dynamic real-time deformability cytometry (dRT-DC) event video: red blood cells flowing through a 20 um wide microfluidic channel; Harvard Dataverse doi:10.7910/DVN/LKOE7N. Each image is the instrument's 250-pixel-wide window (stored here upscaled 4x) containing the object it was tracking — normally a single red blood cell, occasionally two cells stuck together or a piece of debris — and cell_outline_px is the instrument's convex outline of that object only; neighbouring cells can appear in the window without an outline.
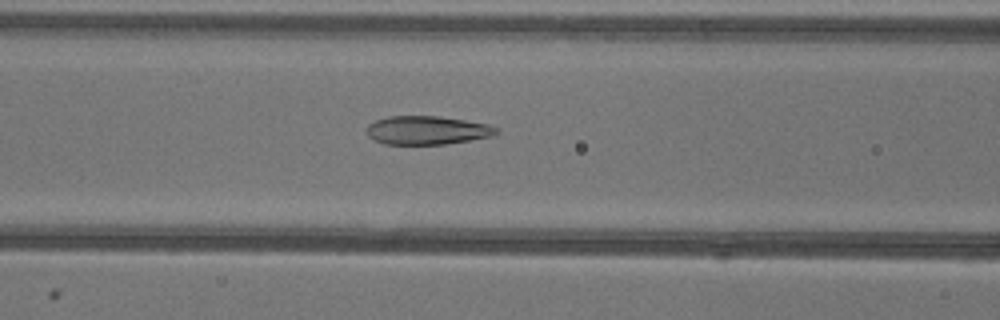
{"species": "common noctule bat (a hibernating species)", "species_latin": "Nyctalus noctula", "temperature_condition": "warm", "stored_images_in_passage": 52, "camera_frame_rate_fps": 3000, "um_per_image_px": 0.085, "animal": {"sex": "female"}, "frame": {"image": 1, "passage_image": 21, "time_ms": 6.667, "image_size_px": [1000, 320], "cell_outline_px": [[500, 132], [492, 136], [444, 144], [384, 144], [368, 136], [364, 128], [368, 124], [376, 120], [388, 116], [440, 116], [488, 124], [500, 128]], "centroid_in_image_um": [36.29, 11.06], "position_along_channel_um": 130.3, "area_um2": 21.68}}
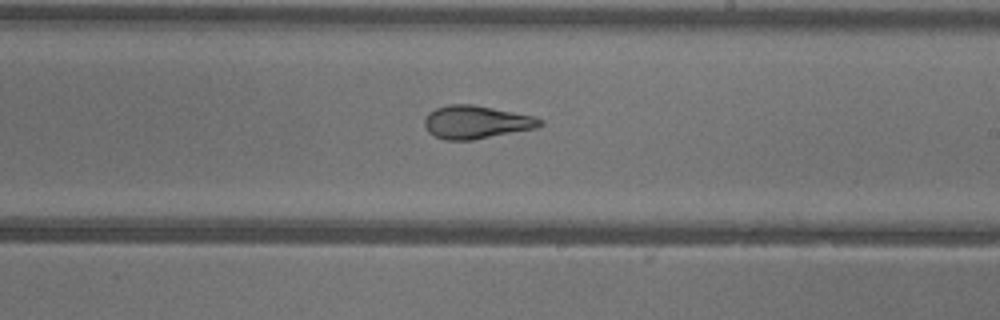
{"frame": {"image": 2, "passage_image": 30, "time_ms": 9.667, "image_size_px": [1000, 320], "cell_outline_px": [[544, 124], [536, 128], [472, 140], [444, 140], [428, 132], [424, 124], [424, 120], [428, 112], [436, 108], [448, 104], [472, 104], [532, 116], [544, 120]], "centroid_in_image_um": [40.45, 10.38], "position_along_channel_um": 248.5, "area_um2": 22.14}}
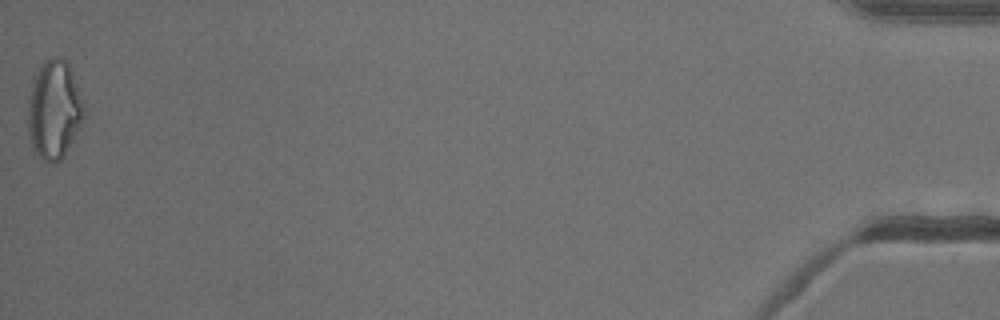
{"frame": {"image": 3, "passage_image": 52, "time_ms": 17.0, "image_size_px": [1000, 320], "cell_outline_px": [[84, 116], [80, 128], [64, 156], [60, 160], [52, 164], [48, 164], [32, 148], [28, 132], [28, 100], [36, 76], [44, 60], [52, 56], [56, 56], [64, 60], [68, 64], [84, 104]], "centroid_in_image_um": [4.61, 9.38], "position_along_channel_um": 430.6, "area_um2": 31.85}, "authors_computed_cell_mechanics": {"area_um2": 24.3049, "velocity_mm_per_s": 3.9426, "shape_relaxation_time_tau1_ms": null, "shape_relaxation_time_tau2_ms": 1.4577, "deformation_change_tau1": null, "deformation_change_tau2": 0.0879}}